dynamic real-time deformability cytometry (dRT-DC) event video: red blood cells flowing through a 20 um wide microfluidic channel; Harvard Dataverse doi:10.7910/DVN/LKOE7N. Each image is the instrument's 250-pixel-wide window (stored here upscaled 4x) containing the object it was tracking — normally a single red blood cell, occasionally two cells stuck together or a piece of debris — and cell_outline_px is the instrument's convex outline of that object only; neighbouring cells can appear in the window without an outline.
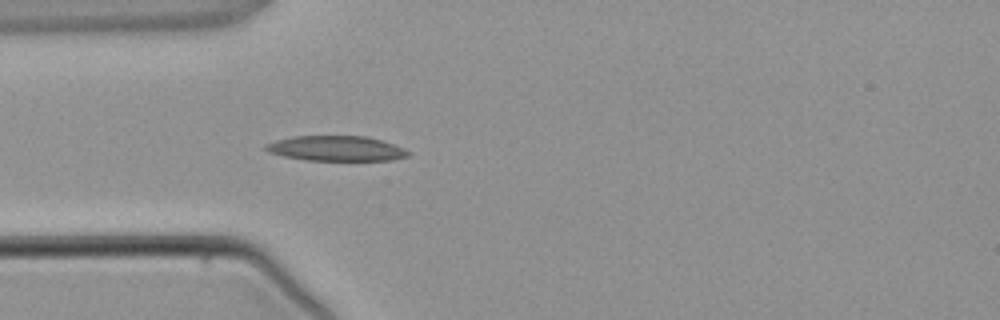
{"species": "common noctule bat (a hibernating species)", "species_latin": "Nyctalus noctula", "temperature_condition": "warm", "stored_images_in_passage": 4, "camera_frame_rate_fps": 3000, "um_per_image_px": 0.085, "animal": {"sex": "male", "body_mass_g": 21.5, "forearm_length_mm": 52.0}, "frame": {"image": 1, "passage_image": 4, "time_ms": 3.667, "image_size_px": [1000, 320], "cell_outline_px": [[408, 156], [392, 160], [304, 160], [284, 156], [268, 152], [264, 148], [264, 144], [276, 140], [292, 136], [364, 136], [380, 140], [404, 148], [408, 152]], "centroid_in_image_um": [28.52, 12.61], "position_along_channel_um": 56.5, "area_um2": 20.69}}